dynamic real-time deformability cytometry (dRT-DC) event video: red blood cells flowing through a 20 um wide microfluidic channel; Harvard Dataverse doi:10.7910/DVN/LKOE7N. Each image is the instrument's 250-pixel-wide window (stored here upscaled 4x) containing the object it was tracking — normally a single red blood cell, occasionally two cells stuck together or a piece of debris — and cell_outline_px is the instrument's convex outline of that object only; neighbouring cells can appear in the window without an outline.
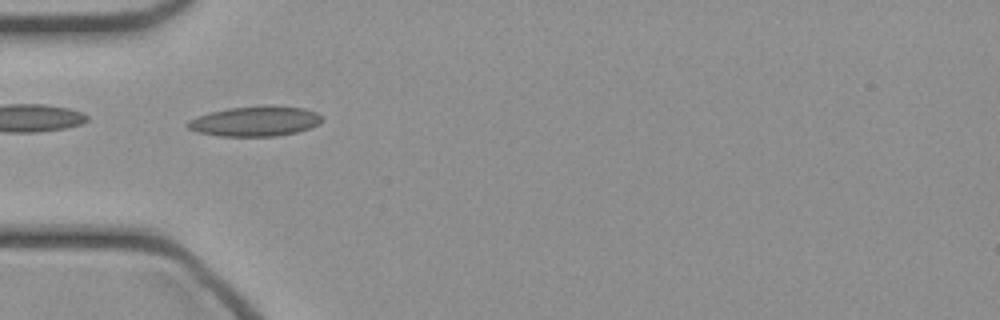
{"species": "common noctule bat (a hibernating species)", "species_latin": "Nyctalus noctula", "temperature_condition": "cold", "stored_images_in_passage": 38, "camera_frame_rate_fps": 3000, "um_per_image_px": 0.085, "animal": {"sex": "female", "body_mass_g": 21.9}, "frame": {"image": 1, "passage_image": 6, "time_ms": 1.667, "image_size_px": [1000, 320], "cell_outline_px": [[324, 120], [320, 124], [312, 128], [296, 132], [276, 136], [220, 136], [196, 132], [188, 128], [184, 124], [188, 120], [212, 112], [228, 108], [304, 108], [316, 112]], "centroid_in_image_um": [21.67, 10.35], "position_along_channel_um": 63.3, "area_um2": 22.72}}
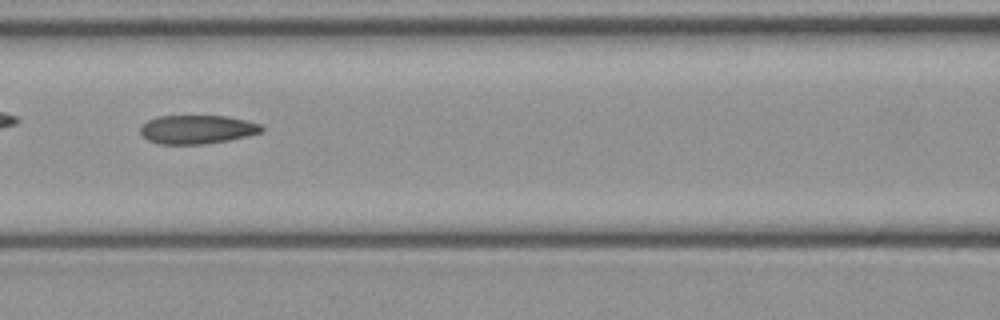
{"frame": {"image": 2, "passage_image": 12, "time_ms": 3.667, "image_size_px": [1000, 320], "cell_outline_px": [[264, 128], [260, 132], [248, 136], [228, 140], [204, 144], [160, 144], [148, 140], [140, 132], [140, 128], [148, 120], [156, 116], [228, 116], [260, 124]], "centroid_in_image_um": [16.75, 11.0], "position_along_channel_um": 149.9, "area_um2": 20.17}}